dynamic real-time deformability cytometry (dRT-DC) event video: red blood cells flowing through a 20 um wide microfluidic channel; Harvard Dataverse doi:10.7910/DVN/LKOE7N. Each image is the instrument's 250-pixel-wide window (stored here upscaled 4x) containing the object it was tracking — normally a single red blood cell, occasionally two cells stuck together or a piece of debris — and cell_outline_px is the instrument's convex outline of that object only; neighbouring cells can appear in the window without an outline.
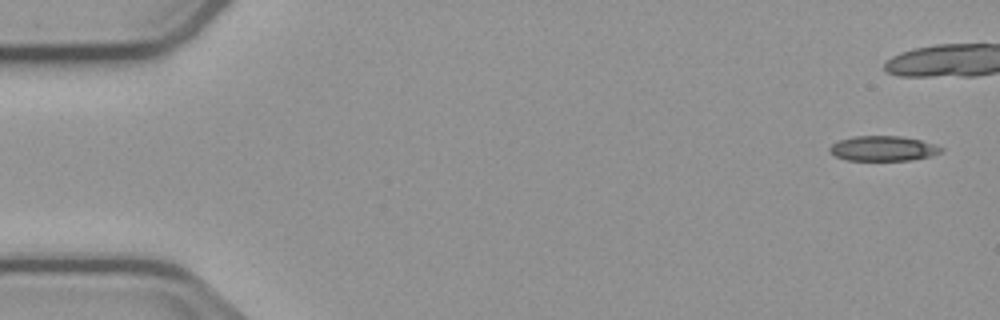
{"species": "common noctule bat (a hibernating species)", "species_latin": "Nyctalus noctula", "temperature_condition": "cold", "stored_images_in_passage": 5, "camera_frame_rate_fps": 3000, "um_per_image_px": 0.085, "animal": {"sex": "male", "body_mass_g": 23.1, "forearm_length_mm": 52.7}, "frame": {"image": 1, "passage_image": 1, "time_ms": 0.0, "image_size_px": [1000, 320], "cell_outline_px": [[944, 152], [932, 156], [912, 160], [844, 160], [828, 152], [828, 148], [832, 144], [840, 140], [852, 136], [900, 136], [920, 140], [936, 144], [944, 148]], "centroid_in_image_um": [75.09, 12.62], "position_along_channel_um": 9.9, "area_um2": 16.47}}